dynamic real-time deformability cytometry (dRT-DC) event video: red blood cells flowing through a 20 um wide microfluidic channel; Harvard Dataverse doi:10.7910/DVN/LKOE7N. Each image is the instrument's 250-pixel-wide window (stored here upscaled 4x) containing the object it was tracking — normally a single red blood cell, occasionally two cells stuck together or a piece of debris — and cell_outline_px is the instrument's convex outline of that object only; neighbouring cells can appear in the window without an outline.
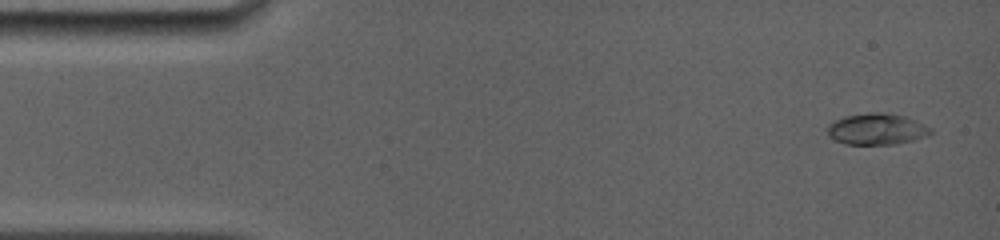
{"species": "common noctule bat (a hibernating species)", "species_latin": "Nyctalus noctula", "temperature_condition": "room temperature", "stored_images_in_passage": 43, "camera_frame_rate_fps": 5000, "um_per_image_px": 0.085, "animal": {"sex": "female", "body_mass_g": 19.0, "forearm_length_mm": 56.7}, "frame": {"image": 1, "passage_image": 2, "time_ms": 0.2, "image_size_px": [1000, 240], "cell_outline_px": [[932, 132], [928, 136], [912, 140], [892, 144], [844, 144], [828, 136], [828, 124], [832, 120], [844, 116], [868, 112], [888, 112], [904, 116], [916, 120], [932, 128]], "centroid_in_image_um": [74.51, 10.95], "position_along_channel_um": 10.5, "area_um2": 19.02}}
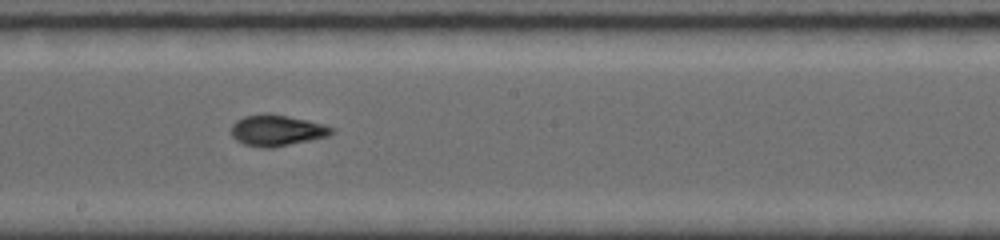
{"frame": {"image": 2, "passage_image": 25, "time_ms": 8.4, "image_size_px": [1000, 240], "cell_outline_px": [[336, 132], [328, 136], [272, 148], [264, 148], [244, 144], [236, 140], [232, 136], [232, 124], [236, 120], [244, 116], [264, 112], [288, 116], [308, 120], [324, 124], [336, 128]], "centroid_in_image_um": [23.55, 11.07], "position_along_channel_um": 224.6, "area_um2": 18.38}}
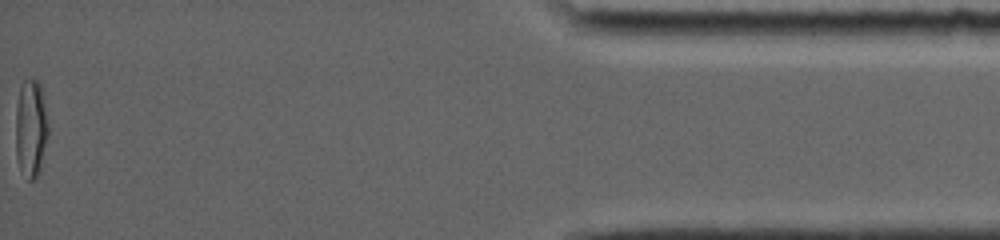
{"frame": {"image": 3, "passage_image": 43, "time_ms": 15.6, "image_size_px": [1000, 240], "cell_outline_px": [[48, 132], [40, 168], [36, 176], [32, 180], [28, 180], [20, 172], [16, 156], [16, 104], [20, 84], [24, 80], [36, 80], [40, 84], [48, 124]], "centroid_in_image_um": [2.6, 10.91], "position_along_channel_um": 432.6, "area_um2": 18.5}, "authors_computed_cell_mechanics": {"area_um2": 17.7446, "velocity_mm_per_s": 3.9259, "shape_relaxation_time_tau1_ms": 7.167, "shape_relaxation_time_tau2_ms": 0.9866, "deformation_change_tau1": 0.2346, "deformation_change_tau2": 0.0507}}